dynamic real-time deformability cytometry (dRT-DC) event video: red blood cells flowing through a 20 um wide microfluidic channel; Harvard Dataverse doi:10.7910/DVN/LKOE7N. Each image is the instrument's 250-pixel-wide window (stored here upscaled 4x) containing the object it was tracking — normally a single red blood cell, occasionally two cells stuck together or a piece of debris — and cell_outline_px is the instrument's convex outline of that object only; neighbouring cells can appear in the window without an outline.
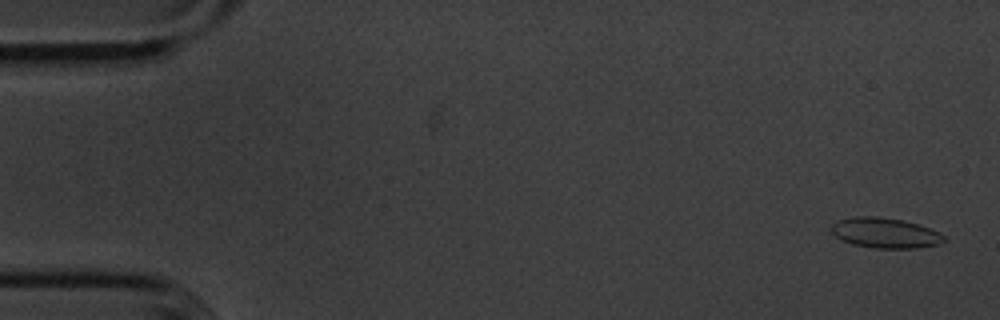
{"species": "common noctule bat (a hibernating species)", "species_latin": "Nyctalus noctula", "temperature_condition": "cold", "stored_images_in_passage": 48, "segment_of_instrument_passage": [1, 2], "camera_frame_rate_fps": 3000, "um_per_image_px": 0.085, "animal": {"sex": "male", "body_mass_g": 20.1, "forearm_length_mm": 53.5}, "frame": {"image": 1, "passage_image": 1, "time_ms": 0.0, "image_size_px": [1000, 320], "cell_outline_px": [[944, 240], [940, 244], [916, 248], [876, 248], [852, 244], [836, 236], [832, 232], [832, 224], [836, 220], [852, 216], [876, 216], [900, 220], [916, 224], [928, 228], [944, 236]], "centroid_in_image_um": [75.19, 19.79], "position_along_channel_um": 9.8, "area_um2": 19.54}}
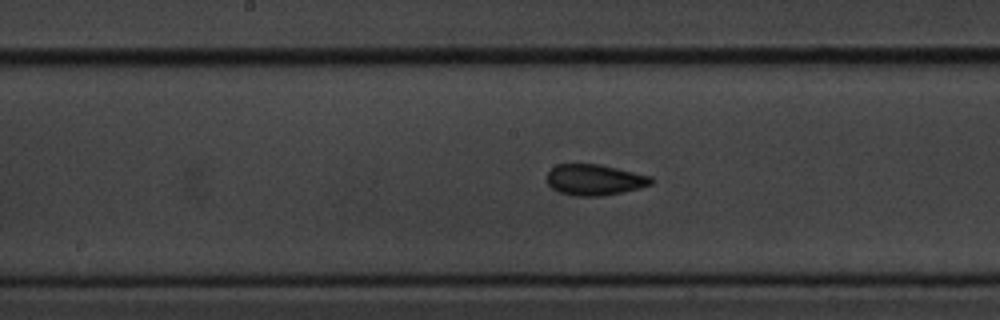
{"frame": {"image": 2, "passage_image": 27, "time_ms": 8.667, "image_size_px": [1000, 320], "cell_outline_px": [[656, 180], [652, 184], [640, 188], [604, 196], [572, 196], [560, 192], [552, 188], [548, 184], [548, 172], [556, 164], [600, 164], [652, 176]], "centroid_in_image_um": [50.58, 15.28], "position_along_channel_um": 197.6, "area_um2": 18.96}}
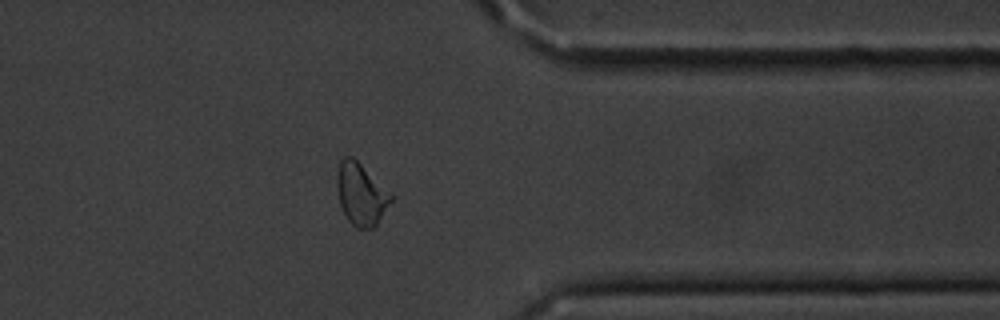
{"frame": {"image": 3, "passage_image": 43, "time_ms": 14.0, "image_size_px": [1000, 320], "cell_outline_px": [[392, 200], [376, 224], [372, 228], [356, 228], [348, 220], [340, 204], [336, 188], [336, 176], [340, 160], [344, 156], [352, 156], [392, 192]], "centroid_in_image_um": [30.68, 16.47], "position_along_channel_um": 380.7, "area_um2": 19.54}}